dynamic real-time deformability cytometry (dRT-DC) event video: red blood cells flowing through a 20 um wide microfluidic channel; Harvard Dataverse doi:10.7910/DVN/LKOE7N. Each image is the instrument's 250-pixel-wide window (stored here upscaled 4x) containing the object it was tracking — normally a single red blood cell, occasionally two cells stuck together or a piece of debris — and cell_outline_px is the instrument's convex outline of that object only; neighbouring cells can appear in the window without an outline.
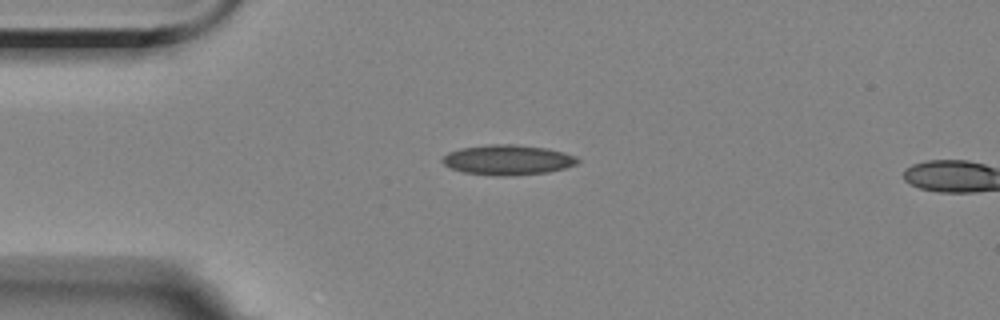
{"species": "Egyptian fruit bat (a non-hibernating species)", "species_latin": "Rousettus aegyptiacus", "temperature_condition": "room temperature", "stored_images_in_passage": 2, "camera_frame_rate_fps": 3000, "um_per_image_px": 0.085, "animal": {"sex": "female"}, "frame": {"image": 1, "passage_image": 1, "time_ms": 0.0, "image_size_px": [1000, 320], "cell_outline_px": [[580, 160], [576, 164], [564, 168], [548, 172], [504, 176], [500, 176], [464, 172], [452, 168], [444, 164], [440, 160], [448, 152], [460, 148], [488, 144], [516, 144], [548, 148], [564, 152], [576, 156]], "centroid_in_image_um": [43.16, 13.57], "position_along_channel_um": 41.8, "area_um2": 23.7}}